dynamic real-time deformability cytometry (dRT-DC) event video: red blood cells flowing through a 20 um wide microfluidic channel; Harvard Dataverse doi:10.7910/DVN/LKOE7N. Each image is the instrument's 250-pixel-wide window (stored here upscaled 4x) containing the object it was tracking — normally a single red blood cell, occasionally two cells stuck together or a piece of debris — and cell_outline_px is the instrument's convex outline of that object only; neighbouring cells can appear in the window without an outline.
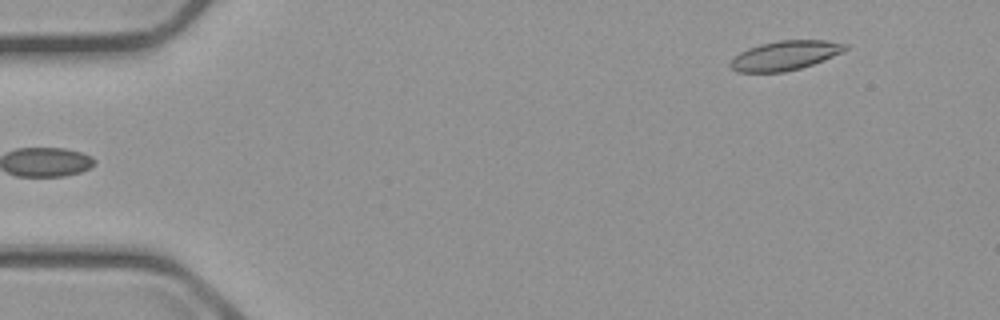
{"species": "common noctule bat (a hibernating species)", "species_latin": "Nyctalus noctula", "temperature_condition": "cold", "stored_images_in_passage": 4, "camera_frame_rate_fps": 3000, "um_per_image_px": 0.085, "animal": {"sex": "male", "body_mass_g": 23.1, "forearm_length_mm": 52.7}, "frame": {"image": 1, "passage_image": 4, "time_ms": 3.667, "image_size_px": [1000, 320], "cell_outline_px": [[848, 48], [844, 52], [812, 64], [800, 68], [784, 72], [736, 72], [728, 64], [740, 52], [748, 48], [760, 44], [780, 40], [824, 40], [848, 44]], "centroid_in_image_um": [66.74, 4.71], "position_along_channel_um": 18.3, "area_um2": 19.59}}